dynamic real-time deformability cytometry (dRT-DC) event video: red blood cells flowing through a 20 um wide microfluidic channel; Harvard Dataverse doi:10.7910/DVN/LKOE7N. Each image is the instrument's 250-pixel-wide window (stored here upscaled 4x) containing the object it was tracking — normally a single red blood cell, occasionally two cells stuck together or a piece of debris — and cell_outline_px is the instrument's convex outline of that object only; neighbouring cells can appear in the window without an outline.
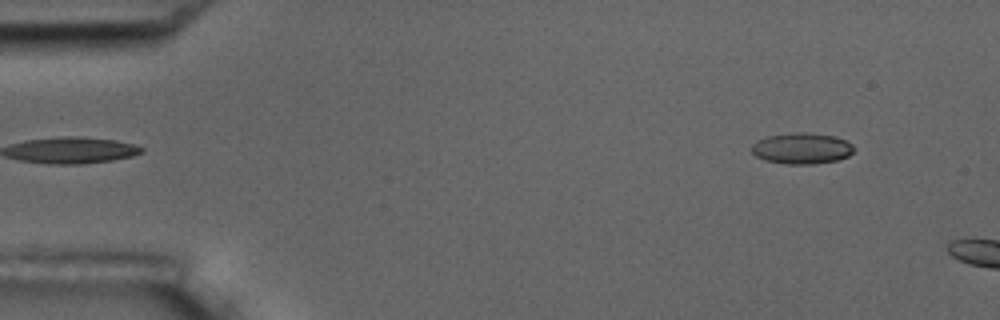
{"species": "common noctule bat (a hibernating species)", "species_latin": "Nyctalus noctula", "temperature_condition": "room temperature", "stored_images_in_passage": 2, "camera_frame_rate_fps": 3000, "um_per_image_px": 0.085, "animal": {"sex": "male", "body_mass_g": 17.5, "forearm_length_mm": 52.3}, "frame": {"image": 1, "passage_image": 2, "time_ms": 1.0, "image_size_px": [1000, 320], "cell_outline_px": [[856, 148], [848, 156], [836, 160], [812, 164], [788, 164], [764, 160], [756, 156], [752, 152], [752, 144], [756, 140], [768, 136], [796, 132], [804, 132], [832, 136], [844, 140], [852, 144]], "centroid_in_image_um": [68.13, 12.61], "position_along_channel_um": 16.9, "area_um2": 18.38}}